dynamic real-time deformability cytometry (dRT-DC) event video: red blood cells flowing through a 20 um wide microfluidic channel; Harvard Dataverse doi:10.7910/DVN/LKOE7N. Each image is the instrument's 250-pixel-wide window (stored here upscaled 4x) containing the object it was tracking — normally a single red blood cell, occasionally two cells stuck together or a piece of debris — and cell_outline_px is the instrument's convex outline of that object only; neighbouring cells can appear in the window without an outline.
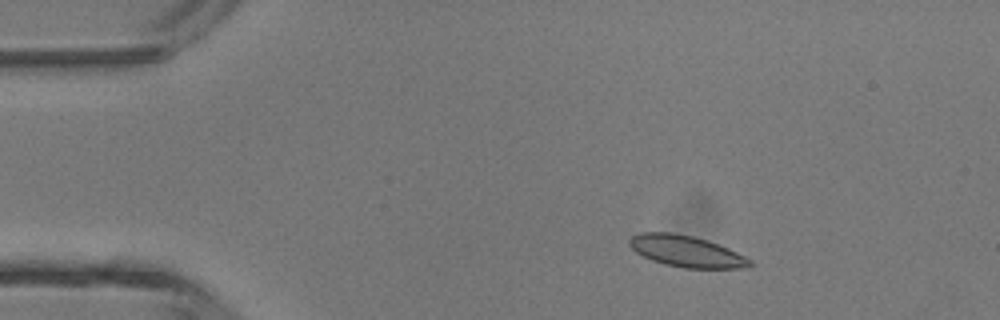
{"species": "common noctule bat (a hibernating species)", "species_latin": "Nyctalus noctula", "temperature_condition": "room temperature", "stored_images_in_passage": 4, "camera_frame_rate_fps": 3000, "um_per_image_px": 0.085, "animal": {"sex": "male", "body_mass_g": 13.3}, "frame": {"image": 1, "passage_image": 2, "time_ms": 1.333, "image_size_px": [1000, 320], "cell_outline_px": [[756, 264], [752, 268], [684, 268], [664, 264], [652, 260], [636, 252], [628, 244], [628, 240], [632, 236], [640, 232], [672, 232], [692, 236], [708, 240], [728, 248], [752, 260]], "centroid_in_image_um": [58.37, 21.36], "position_along_channel_um": 26.6, "area_um2": 22.2}}
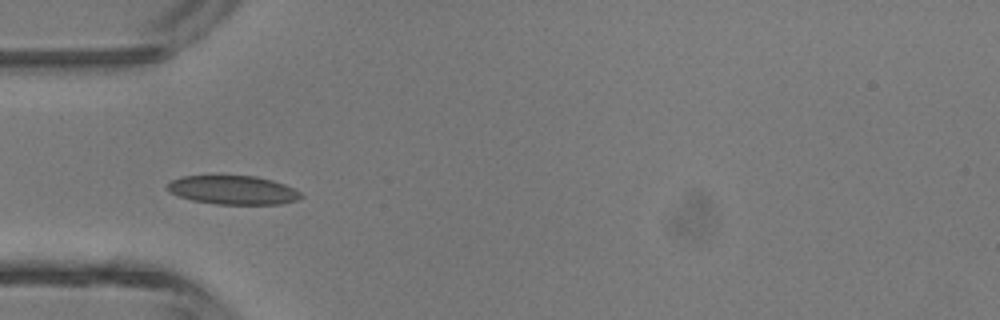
{"frame": {"image": 2, "passage_image": 4, "time_ms": 3.667, "image_size_px": [1000, 320], "cell_outline_px": [[304, 196], [300, 200], [280, 204], [216, 204], [192, 200], [168, 192], [168, 184], [172, 180], [184, 176], [256, 176], [272, 180], [284, 184], [300, 192]], "centroid_in_image_um": [19.85, 16.16], "position_along_channel_um": 65.2, "area_um2": 22.31}}